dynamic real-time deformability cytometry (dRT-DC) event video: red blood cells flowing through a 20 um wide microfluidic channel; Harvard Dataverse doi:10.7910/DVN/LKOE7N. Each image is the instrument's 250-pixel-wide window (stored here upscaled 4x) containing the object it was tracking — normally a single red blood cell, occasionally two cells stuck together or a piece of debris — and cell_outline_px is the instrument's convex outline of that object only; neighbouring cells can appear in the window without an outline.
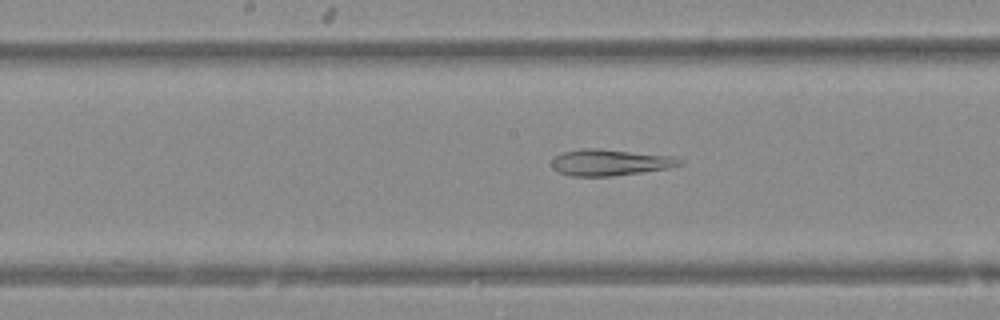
{"species": "Egyptian fruit bat (a non-hibernating species)", "species_latin": "Rousettus aegyptiacus", "temperature_condition": "warm", "stored_images_in_passage": 32, "camera_frame_rate_fps": 3000, "um_per_image_px": 0.085, "animal": {"sex": "female"}, "frame": {"image": 1, "passage_image": 17, "time_ms": 5.333, "image_size_px": [1000, 320], "cell_outline_px": [[684, 164], [664, 168], [640, 172], [608, 176], [572, 176], [560, 172], [552, 168], [552, 160], [556, 156], [564, 152], [580, 148], [600, 148], [672, 156], [680, 160]], "centroid_in_image_um": [51.8, 13.79], "position_along_channel_um": 196.4, "area_um2": 19.31}}
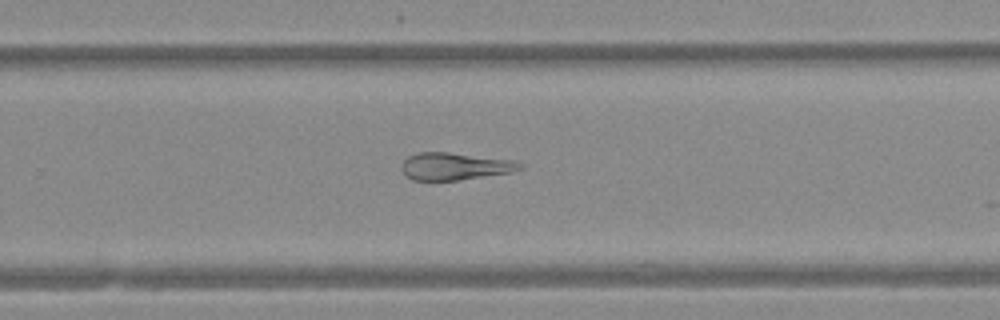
{"frame": {"image": 2, "passage_image": 24, "time_ms": 7.667, "image_size_px": [1000, 320], "cell_outline_px": [[524, 168], [512, 172], [456, 180], [412, 180], [400, 168], [400, 164], [408, 156], [416, 152], [448, 152], [516, 160], [524, 164]], "centroid_in_image_um": [38.68, 14.12], "position_along_channel_um": 291.1, "area_um2": 18.96}}
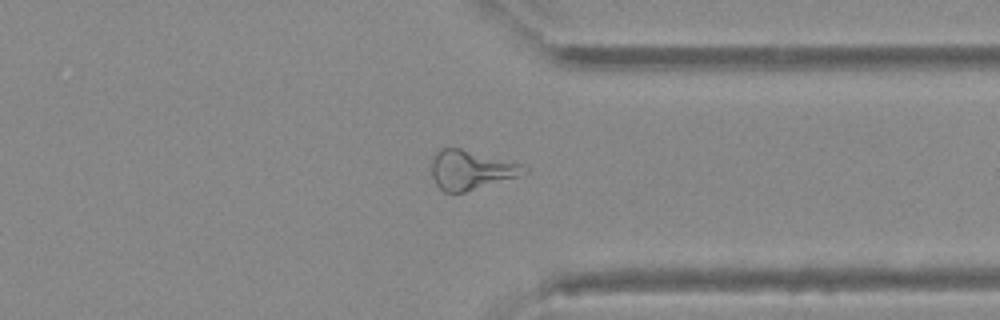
{"frame": {"image": 3, "passage_image": 30, "time_ms": 9.667, "image_size_px": [1000, 320], "cell_outline_px": [[528, 172], [516, 176], [464, 192], [444, 192], [436, 184], [432, 176], [432, 156], [440, 148], [460, 148], [520, 164], [528, 168]], "centroid_in_image_um": [39.97, 14.43], "position_along_channel_um": 371.4, "area_um2": 20.63}}